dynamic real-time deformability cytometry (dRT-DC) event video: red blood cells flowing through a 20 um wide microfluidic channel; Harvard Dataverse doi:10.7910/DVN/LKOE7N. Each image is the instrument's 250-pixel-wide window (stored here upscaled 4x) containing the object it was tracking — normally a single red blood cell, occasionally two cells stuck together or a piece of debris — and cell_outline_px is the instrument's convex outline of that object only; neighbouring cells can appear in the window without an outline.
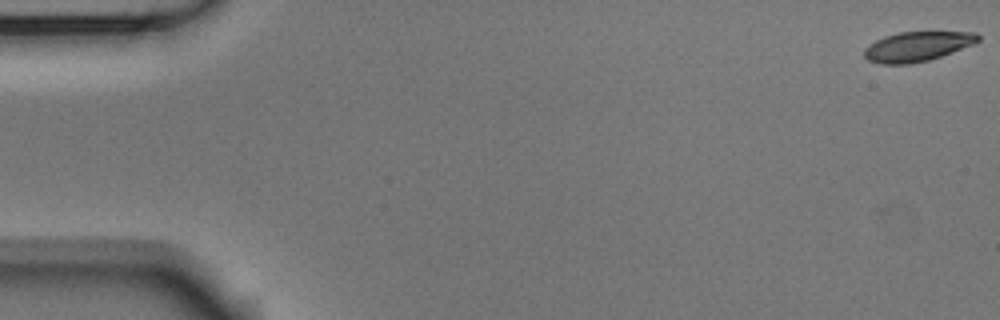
{"species": "Egyptian fruit bat (a non-hibernating species)", "species_latin": "Rousettus aegyptiacus", "temperature_condition": "room temperature", "stored_images_in_passage": 5, "camera_frame_rate_fps": 3000, "um_per_image_px": 0.085, "animal": {"sex": "male"}, "frame": {"image": 1, "passage_image": 1, "time_ms": 0.0, "image_size_px": [1000, 320], "cell_outline_px": [[980, 40], [972, 44], [940, 56], [928, 60], [908, 64], [880, 64], [868, 60], [864, 56], [864, 48], [876, 40], [884, 36], [900, 32], [976, 32], [980, 36]], "centroid_in_image_um": [77.93, 3.95], "position_along_channel_um": 7.1, "area_um2": 19.48}}
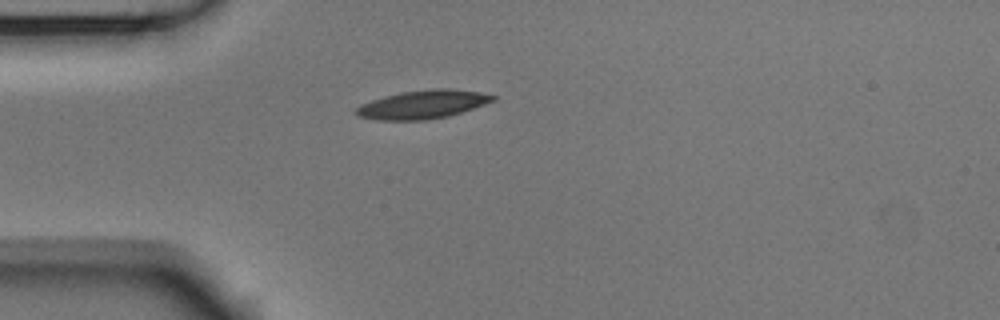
{"frame": {"image": 2, "passage_image": 5, "time_ms": 1.333, "image_size_px": [1000, 320], "cell_outline_px": [[496, 100], [448, 116], [424, 120], [376, 120], [356, 116], [356, 108], [360, 104], [384, 96], [400, 92], [432, 88], [448, 88], [480, 92], [496, 96]], "centroid_in_image_um": [35.9, 8.87], "position_along_channel_um": 49.1, "area_um2": 22.66}}